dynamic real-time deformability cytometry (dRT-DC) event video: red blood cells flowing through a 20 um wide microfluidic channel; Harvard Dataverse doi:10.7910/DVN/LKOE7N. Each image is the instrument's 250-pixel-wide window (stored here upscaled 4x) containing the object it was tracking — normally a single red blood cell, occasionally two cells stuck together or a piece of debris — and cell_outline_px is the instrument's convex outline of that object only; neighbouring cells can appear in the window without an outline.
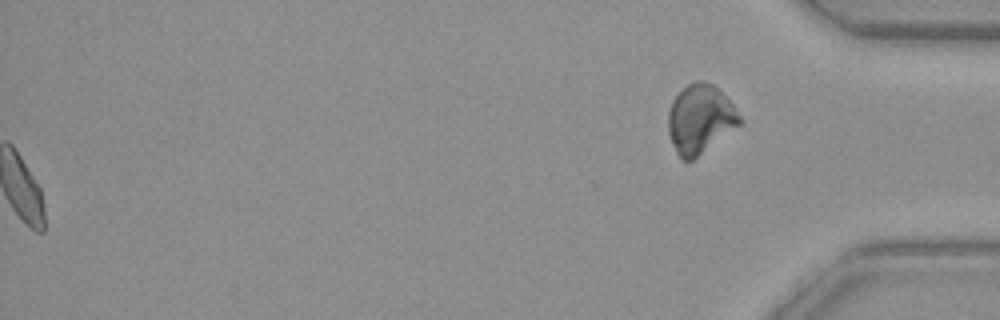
{"species": "common noctule bat (a hibernating species)", "species_latin": "Nyctalus noctula", "temperature_condition": "warm", "stored_images_in_passage": 51, "segment_of_instrument_passage": [2, 2], "camera_frame_rate_fps": 3000, "um_per_image_px": 0.085, "animal": {"sex": "female", "body_mass_g": 29.2, "forearm_length_mm": 56.3}, "frame": {"image": 1, "passage_image": 51, "time_ms": 16.667, "image_size_px": [1000, 320], "cell_outline_px": [[744, 120], [740, 124], [692, 160], [680, 160], [676, 152], [668, 132], [668, 112], [672, 100], [688, 84], [696, 80], [704, 80], [712, 84], [736, 108]], "centroid_in_image_um": [59.5, 10.11], "position_along_channel_um": 375.7, "area_um2": 28.32}}